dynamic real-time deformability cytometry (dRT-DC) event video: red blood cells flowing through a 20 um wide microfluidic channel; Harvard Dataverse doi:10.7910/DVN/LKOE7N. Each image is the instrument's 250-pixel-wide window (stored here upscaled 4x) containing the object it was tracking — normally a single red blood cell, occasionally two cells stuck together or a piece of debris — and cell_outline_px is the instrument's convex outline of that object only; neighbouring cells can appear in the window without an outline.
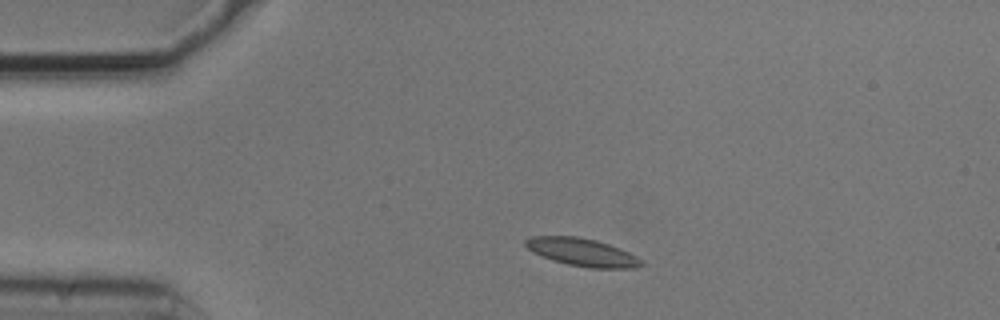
{"species": "common noctule bat (a hibernating species)", "species_latin": "Nyctalus noctula", "temperature_condition": "cold", "stored_images_in_passage": 2, "camera_frame_rate_fps": 3000, "um_per_image_px": 0.085, "animal": {"sex": "male", "body_mass_g": 20.5, "forearm_length_mm": 52.5}, "frame": {"image": 1, "passage_image": 1, "time_ms": 0.0, "image_size_px": [1000, 320], "cell_outline_px": [[644, 264], [636, 268], [588, 268], [568, 264], [552, 260], [532, 252], [524, 244], [524, 240], [532, 236], [580, 236], [596, 240], [620, 248], [644, 260]], "centroid_in_image_um": [49.5, 21.44], "position_along_channel_um": 35.5, "area_um2": 18.9}}